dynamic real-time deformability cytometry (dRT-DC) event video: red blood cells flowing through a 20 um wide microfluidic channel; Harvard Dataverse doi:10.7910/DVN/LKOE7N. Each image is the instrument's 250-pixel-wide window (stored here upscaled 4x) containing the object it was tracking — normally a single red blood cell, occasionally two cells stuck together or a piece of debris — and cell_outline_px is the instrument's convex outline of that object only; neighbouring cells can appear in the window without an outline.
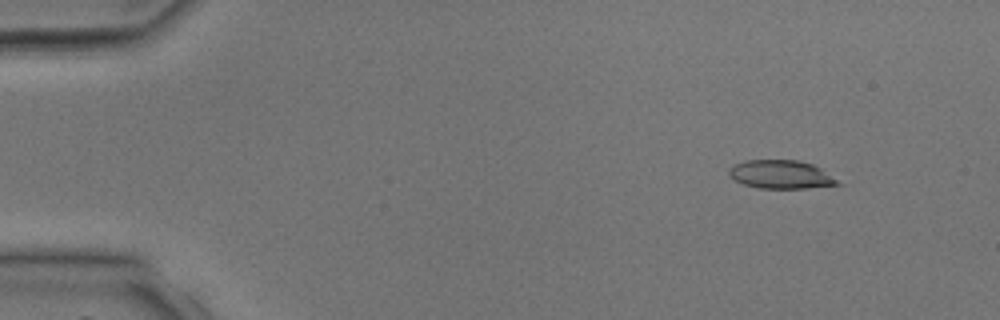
{"species": "common noctule bat (a hibernating species)", "species_latin": "Nyctalus noctula", "temperature_condition": "room temperature", "stored_images_in_passage": 36, "camera_frame_rate_fps": 3000, "um_per_image_px": 0.085, "animal": {"sex": "male", "body_mass_g": 17.9, "forearm_length_mm": 54.2}, "frame": {"image": 1, "passage_image": 1, "time_ms": 0.0, "image_size_px": [1000, 320], "cell_outline_px": [[844, 184], [808, 188], [760, 188], [744, 184], [736, 180], [728, 172], [736, 164], [748, 160], [796, 160], [812, 164], [820, 168]], "centroid_in_image_um": [66.44, 14.84], "position_along_channel_um": 18.6, "area_um2": 17.69}}
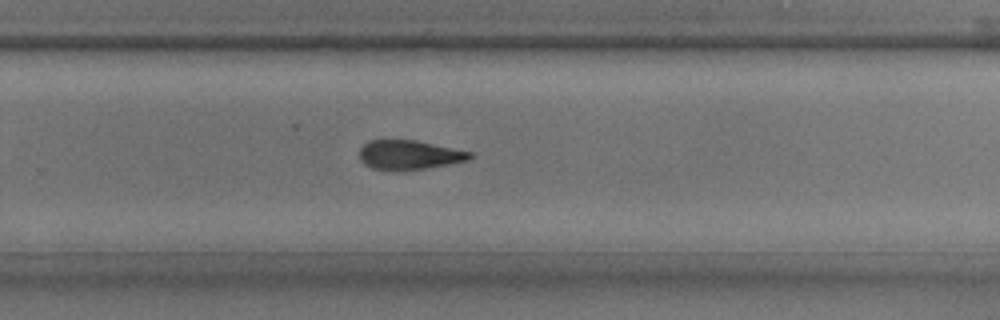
{"frame": {"image": 2, "passage_image": 23, "time_ms": 7.333, "image_size_px": [1000, 320], "cell_outline_px": [[472, 156], [468, 160], [448, 164], [424, 168], [372, 168], [364, 164], [360, 160], [360, 148], [368, 140], [416, 140], [472, 152]], "centroid_in_image_um": [34.78, 13.12], "position_along_channel_um": 295.0, "area_um2": 18.21}}
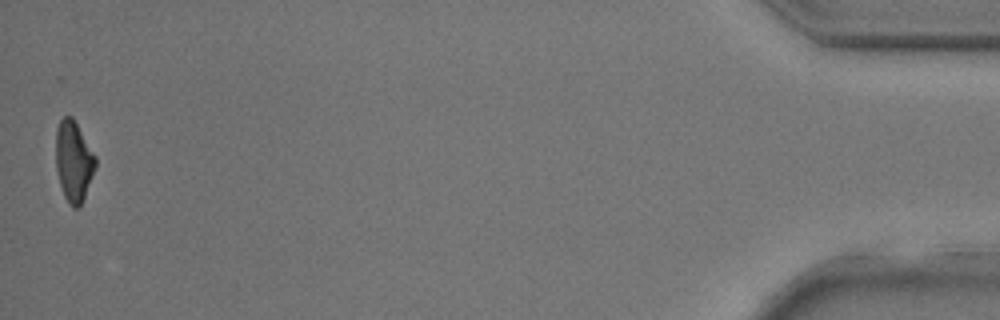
{"frame": {"image": 3, "passage_image": 36, "time_ms": 11.667, "image_size_px": [1000, 320], "cell_outline_px": [[96, 168], [84, 196], [80, 204], [76, 208], [72, 208], [68, 204], [64, 196], [60, 184], [56, 168], [56, 128], [60, 120], [64, 116], [72, 116], [96, 156]], "centroid_in_image_um": [6.25, 13.69], "position_along_channel_um": 428.9, "area_um2": 18.55}}